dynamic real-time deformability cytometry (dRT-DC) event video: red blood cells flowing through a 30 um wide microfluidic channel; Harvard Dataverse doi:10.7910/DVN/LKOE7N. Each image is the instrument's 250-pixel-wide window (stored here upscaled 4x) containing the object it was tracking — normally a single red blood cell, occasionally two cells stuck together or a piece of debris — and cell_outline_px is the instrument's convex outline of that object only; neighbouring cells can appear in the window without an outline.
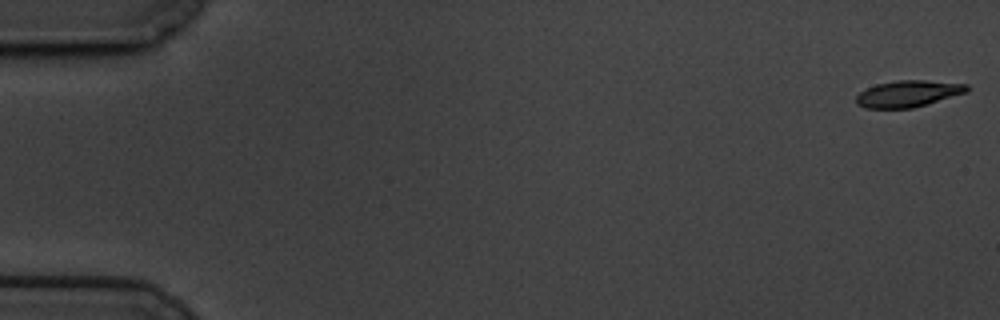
{"species": "common noctule bat (a hibernating species)", "species_latin": "Nyctalus noctula", "temperature_condition": "cold", "stored_images_in_passage": 59, "camera_frame_rate_fps": 3000, "um_per_image_px": 0.085, "animal": {"sex": "male", "body_mass_g": 19.5, "forearm_length_mm": 54.6}, "frame": {"image": 1, "passage_image": 1, "time_ms": 0.0, "image_size_px": [1000, 320], "cell_outline_px": [[968, 92], [912, 108], [864, 108], [856, 104], [856, 96], [860, 92], [876, 84], [896, 80], [924, 80], [968, 84]], "centroid_in_image_um": [77.18, 7.96], "position_along_channel_um": 7.8, "area_um2": 17.05}}
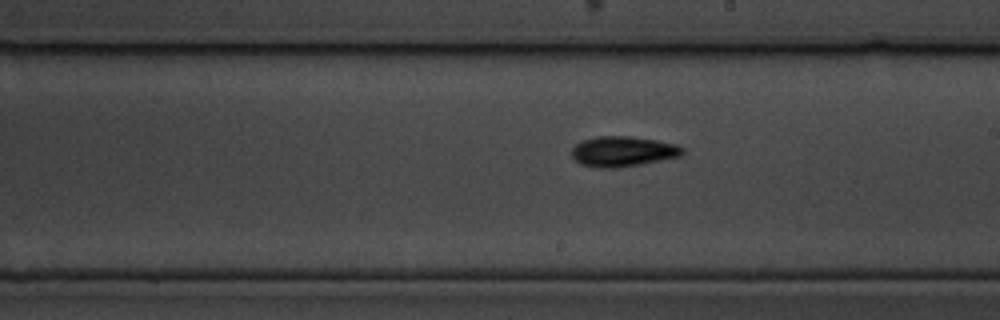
{"frame": {"image": 2, "passage_image": 34, "time_ms": 11.0, "image_size_px": [1000, 320], "cell_outline_px": [[684, 152], [680, 156], [640, 164], [616, 168], [600, 168], [580, 164], [572, 156], [572, 148], [576, 144], [584, 140], [596, 136], [632, 136], [656, 140], [676, 144], [684, 148]], "centroid_in_image_um": [52.94, 12.87], "position_along_channel_um": 236.1, "area_um2": 19.48}}
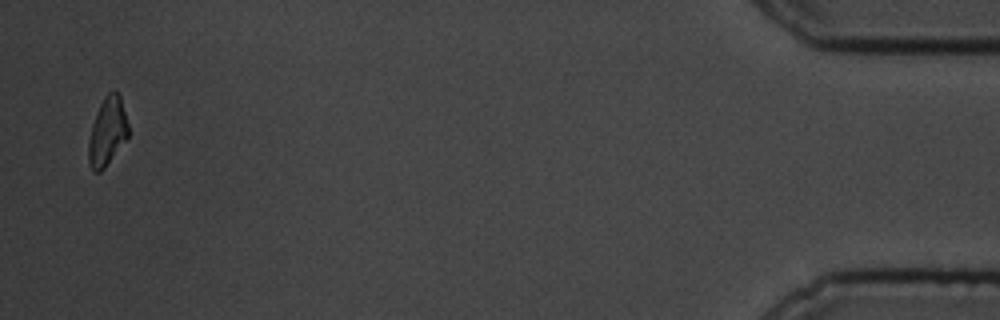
{"frame": {"image": 3, "passage_image": 58, "time_ms": 19.0, "image_size_px": [1000, 320], "cell_outline_px": [[128, 136], [104, 168], [100, 172], [92, 172], [88, 164], [88, 144], [92, 124], [96, 112], [104, 96], [112, 88], [120, 96], [128, 124]], "centroid_in_image_um": [9.1, 11.18], "position_along_channel_um": 426.1, "area_um2": 15.78}, "authors_computed_cell_mechanics": {"area_um2": 17.5134, "velocity_mm_per_s": 3.4187, "shape_relaxation_time_tau1_ms": 2.5463, "shape_relaxation_time_tau2_ms": null, "deformation_change_tau1": 0.125, "deformation_change_tau2": null}}